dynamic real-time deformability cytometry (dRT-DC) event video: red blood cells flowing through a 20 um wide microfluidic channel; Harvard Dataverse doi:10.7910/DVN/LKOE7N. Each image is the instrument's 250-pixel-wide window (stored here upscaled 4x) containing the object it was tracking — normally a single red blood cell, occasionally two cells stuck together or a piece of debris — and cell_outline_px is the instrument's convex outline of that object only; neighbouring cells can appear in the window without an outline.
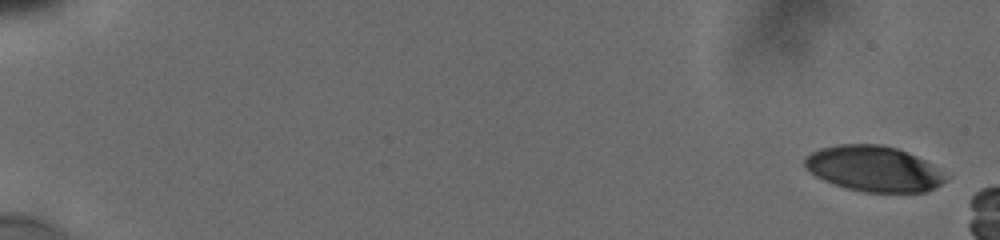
{"species": "human", "species_latin": "Homo sapiens", "temperature_condition": "cold", "stored_images_in_passage": 9, "camera_frame_rate_fps": 3000, "um_per_image_px": 0.085, "donor": {"sex": "male"}, "frame": {"image": 1, "passage_image": 1, "time_ms": 0.0, "image_size_px": [1000, 240], "cell_outline_px": [[944, 180], [940, 184], [924, 192], [864, 192], [832, 184], [808, 172], [804, 164], [804, 160], [812, 152], [820, 148], [840, 144], [880, 144], [896, 148], [916, 156], [932, 164], [944, 176]], "centroid_in_image_um": [74.2, 14.34], "position_along_channel_um": 10.8, "area_um2": 36.93}}